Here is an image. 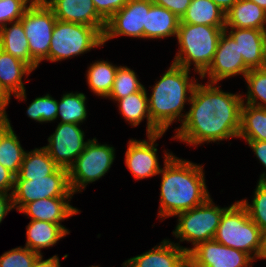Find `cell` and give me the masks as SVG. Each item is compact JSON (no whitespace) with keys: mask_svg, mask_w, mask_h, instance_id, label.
<instances>
[{"mask_svg":"<svg viewBox=\"0 0 266 267\" xmlns=\"http://www.w3.org/2000/svg\"><path fill=\"white\" fill-rule=\"evenodd\" d=\"M197 83L186 118L173 139L198 146L238 138L243 95L224 92L216 83Z\"/></svg>","mask_w":266,"mask_h":267,"instance_id":"cell-1","label":"cell"},{"mask_svg":"<svg viewBox=\"0 0 266 267\" xmlns=\"http://www.w3.org/2000/svg\"><path fill=\"white\" fill-rule=\"evenodd\" d=\"M202 165L180 159L172 152H165L160 187L158 218L176 216L203 204L210 194Z\"/></svg>","mask_w":266,"mask_h":267,"instance_id":"cell-2","label":"cell"},{"mask_svg":"<svg viewBox=\"0 0 266 267\" xmlns=\"http://www.w3.org/2000/svg\"><path fill=\"white\" fill-rule=\"evenodd\" d=\"M189 73V69L172 63L152 88L148 98L149 114L152 124L160 132L165 133L177 120L182 124L186 118L187 114L182 112L198 83V79H190Z\"/></svg>","mask_w":266,"mask_h":267,"instance_id":"cell-3","label":"cell"},{"mask_svg":"<svg viewBox=\"0 0 266 267\" xmlns=\"http://www.w3.org/2000/svg\"><path fill=\"white\" fill-rule=\"evenodd\" d=\"M225 26L179 23L177 40L179 50L172 63L202 75L211 65Z\"/></svg>","mask_w":266,"mask_h":267,"instance_id":"cell-4","label":"cell"},{"mask_svg":"<svg viewBox=\"0 0 266 267\" xmlns=\"http://www.w3.org/2000/svg\"><path fill=\"white\" fill-rule=\"evenodd\" d=\"M214 240L245 252L254 261L260 258L263 250V232L249 218L240 201H236L223 212Z\"/></svg>","mask_w":266,"mask_h":267,"instance_id":"cell-5","label":"cell"},{"mask_svg":"<svg viewBox=\"0 0 266 267\" xmlns=\"http://www.w3.org/2000/svg\"><path fill=\"white\" fill-rule=\"evenodd\" d=\"M103 34L96 28L56 20L47 61L58 62L103 46Z\"/></svg>","mask_w":266,"mask_h":267,"instance_id":"cell-6","label":"cell"},{"mask_svg":"<svg viewBox=\"0 0 266 267\" xmlns=\"http://www.w3.org/2000/svg\"><path fill=\"white\" fill-rule=\"evenodd\" d=\"M227 208L216 206L209 197L203 204L178 213L173 236L179 238L180 242L192 243V248H186L189 253L199 243L214 239L222 214Z\"/></svg>","mask_w":266,"mask_h":267,"instance_id":"cell-7","label":"cell"},{"mask_svg":"<svg viewBox=\"0 0 266 267\" xmlns=\"http://www.w3.org/2000/svg\"><path fill=\"white\" fill-rule=\"evenodd\" d=\"M20 20L28 39L31 68L35 70L43 60H47L57 19L44 0H34Z\"/></svg>","mask_w":266,"mask_h":267,"instance_id":"cell-8","label":"cell"},{"mask_svg":"<svg viewBox=\"0 0 266 267\" xmlns=\"http://www.w3.org/2000/svg\"><path fill=\"white\" fill-rule=\"evenodd\" d=\"M115 148L99 144L96 138L89 140L84 151L68 169L69 185L73 194L82 192L89 183L102 178L115 159Z\"/></svg>","mask_w":266,"mask_h":267,"instance_id":"cell-9","label":"cell"},{"mask_svg":"<svg viewBox=\"0 0 266 267\" xmlns=\"http://www.w3.org/2000/svg\"><path fill=\"white\" fill-rule=\"evenodd\" d=\"M69 185L68 169L59 167L43 178L15 180L12 192L13 207L20 210L25 204L44 198L73 197Z\"/></svg>","mask_w":266,"mask_h":267,"instance_id":"cell-10","label":"cell"},{"mask_svg":"<svg viewBox=\"0 0 266 267\" xmlns=\"http://www.w3.org/2000/svg\"><path fill=\"white\" fill-rule=\"evenodd\" d=\"M56 127L47 139L49 144L43 148L59 167L69 169L90 139L84 141L85 132L80 124L58 123Z\"/></svg>","mask_w":266,"mask_h":267,"instance_id":"cell-11","label":"cell"},{"mask_svg":"<svg viewBox=\"0 0 266 267\" xmlns=\"http://www.w3.org/2000/svg\"><path fill=\"white\" fill-rule=\"evenodd\" d=\"M153 4V0H128L122 9L106 21L103 44L121 35L144 39L146 12Z\"/></svg>","mask_w":266,"mask_h":267,"instance_id":"cell-12","label":"cell"},{"mask_svg":"<svg viewBox=\"0 0 266 267\" xmlns=\"http://www.w3.org/2000/svg\"><path fill=\"white\" fill-rule=\"evenodd\" d=\"M245 252L213 240L199 243L188 253V267H253Z\"/></svg>","mask_w":266,"mask_h":267,"instance_id":"cell-13","label":"cell"},{"mask_svg":"<svg viewBox=\"0 0 266 267\" xmlns=\"http://www.w3.org/2000/svg\"><path fill=\"white\" fill-rule=\"evenodd\" d=\"M249 68L244 64L235 40L224 30L219 38L214 59L208 69L200 76L202 80L208 77L209 83H218L221 80L243 75L245 77Z\"/></svg>","mask_w":266,"mask_h":267,"instance_id":"cell-14","label":"cell"},{"mask_svg":"<svg viewBox=\"0 0 266 267\" xmlns=\"http://www.w3.org/2000/svg\"><path fill=\"white\" fill-rule=\"evenodd\" d=\"M163 135L164 132H160L146 135L147 140L130 139L128 141L125 164L136 180L156 176L160 173L156 140Z\"/></svg>","mask_w":266,"mask_h":267,"instance_id":"cell-15","label":"cell"},{"mask_svg":"<svg viewBox=\"0 0 266 267\" xmlns=\"http://www.w3.org/2000/svg\"><path fill=\"white\" fill-rule=\"evenodd\" d=\"M187 247L164 239L159 245L123 262L122 267H188Z\"/></svg>","mask_w":266,"mask_h":267,"instance_id":"cell-16","label":"cell"},{"mask_svg":"<svg viewBox=\"0 0 266 267\" xmlns=\"http://www.w3.org/2000/svg\"><path fill=\"white\" fill-rule=\"evenodd\" d=\"M53 10L57 20L88 25L102 34L106 21L97 13L92 0H44Z\"/></svg>","mask_w":266,"mask_h":267,"instance_id":"cell-17","label":"cell"},{"mask_svg":"<svg viewBox=\"0 0 266 267\" xmlns=\"http://www.w3.org/2000/svg\"><path fill=\"white\" fill-rule=\"evenodd\" d=\"M225 31L237 43L244 64L250 70L264 68L266 66L265 30L225 27Z\"/></svg>","mask_w":266,"mask_h":267,"instance_id":"cell-18","label":"cell"},{"mask_svg":"<svg viewBox=\"0 0 266 267\" xmlns=\"http://www.w3.org/2000/svg\"><path fill=\"white\" fill-rule=\"evenodd\" d=\"M70 199V200H69ZM72 197H54L38 199L25 204L19 212L26 214L32 220L61 224V221L80 213L76 207L70 205Z\"/></svg>","mask_w":266,"mask_h":267,"instance_id":"cell-19","label":"cell"},{"mask_svg":"<svg viewBox=\"0 0 266 267\" xmlns=\"http://www.w3.org/2000/svg\"><path fill=\"white\" fill-rule=\"evenodd\" d=\"M34 71L28 64L0 49V85L11 96L26 101V89L22 78Z\"/></svg>","mask_w":266,"mask_h":267,"instance_id":"cell-20","label":"cell"},{"mask_svg":"<svg viewBox=\"0 0 266 267\" xmlns=\"http://www.w3.org/2000/svg\"><path fill=\"white\" fill-rule=\"evenodd\" d=\"M266 11L249 0H238L225 14V27L266 31Z\"/></svg>","mask_w":266,"mask_h":267,"instance_id":"cell-21","label":"cell"},{"mask_svg":"<svg viewBox=\"0 0 266 267\" xmlns=\"http://www.w3.org/2000/svg\"><path fill=\"white\" fill-rule=\"evenodd\" d=\"M147 94L146 88L143 87L140 91L120 98L116 102L120 113L130 125L138 126L146 118V134H158L160 131L152 124L150 118Z\"/></svg>","mask_w":266,"mask_h":267,"instance_id":"cell-22","label":"cell"},{"mask_svg":"<svg viewBox=\"0 0 266 267\" xmlns=\"http://www.w3.org/2000/svg\"><path fill=\"white\" fill-rule=\"evenodd\" d=\"M25 247L42 254L41 249L54 246L70 233L64 225L40 220H31L27 225Z\"/></svg>","mask_w":266,"mask_h":267,"instance_id":"cell-23","label":"cell"},{"mask_svg":"<svg viewBox=\"0 0 266 267\" xmlns=\"http://www.w3.org/2000/svg\"><path fill=\"white\" fill-rule=\"evenodd\" d=\"M180 18L170 10L153 4L146 12L144 39H162L177 37Z\"/></svg>","mask_w":266,"mask_h":267,"instance_id":"cell-24","label":"cell"},{"mask_svg":"<svg viewBox=\"0 0 266 267\" xmlns=\"http://www.w3.org/2000/svg\"><path fill=\"white\" fill-rule=\"evenodd\" d=\"M26 151L22 148L10 120H0V164L15 176L19 173Z\"/></svg>","mask_w":266,"mask_h":267,"instance_id":"cell-25","label":"cell"},{"mask_svg":"<svg viewBox=\"0 0 266 267\" xmlns=\"http://www.w3.org/2000/svg\"><path fill=\"white\" fill-rule=\"evenodd\" d=\"M7 25H10L7 26ZM0 28V49L31 67V54L21 20Z\"/></svg>","mask_w":266,"mask_h":267,"instance_id":"cell-26","label":"cell"},{"mask_svg":"<svg viewBox=\"0 0 266 267\" xmlns=\"http://www.w3.org/2000/svg\"><path fill=\"white\" fill-rule=\"evenodd\" d=\"M59 166L43 148L26 151L19 173L15 180H30V178H43L53 174Z\"/></svg>","mask_w":266,"mask_h":267,"instance_id":"cell-27","label":"cell"},{"mask_svg":"<svg viewBox=\"0 0 266 267\" xmlns=\"http://www.w3.org/2000/svg\"><path fill=\"white\" fill-rule=\"evenodd\" d=\"M180 23L225 26V13L212 0H191Z\"/></svg>","mask_w":266,"mask_h":267,"instance_id":"cell-28","label":"cell"},{"mask_svg":"<svg viewBox=\"0 0 266 267\" xmlns=\"http://www.w3.org/2000/svg\"><path fill=\"white\" fill-rule=\"evenodd\" d=\"M238 138L258 141L266 140V108L245 104V101H243Z\"/></svg>","mask_w":266,"mask_h":267,"instance_id":"cell-29","label":"cell"},{"mask_svg":"<svg viewBox=\"0 0 266 267\" xmlns=\"http://www.w3.org/2000/svg\"><path fill=\"white\" fill-rule=\"evenodd\" d=\"M118 67L104 60L90 64L86 77L91 92L100 97L107 98L112 90Z\"/></svg>","mask_w":266,"mask_h":267,"instance_id":"cell-30","label":"cell"},{"mask_svg":"<svg viewBox=\"0 0 266 267\" xmlns=\"http://www.w3.org/2000/svg\"><path fill=\"white\" fill-rule=\"evenodd\" d=\"M87 97L83 93H65L60 101L57 100L58 113L56 119L61 118L60 123L83 124L87 119Z\"/></svg>","mask_w":266,"mask_h":267,"instance_id":"cell-31","label":"cell"},{"mask_svg":"<svg viewBox=\"0 0 266 267\" xmlns=\"http://www.w3.org/2000/svg\"><path fill=\"white\" fill-rule=\"evenodd\" d=\"M247 83V94L243 101L246 104L266 108V67L251 69L244 77ZM259 100V101H258Z\"/></svg>","mask_w":266,"mask_h":267,"instance_id":"cell-32","label":"cell"},{"mask_svg":"<svg viewBox=\"0 0 266 267\" xmlns=\"http://www.w3.org/2000/svg\"><path fill=\"white\" fill-rule=\"evenodd\" d=\"M144 85L139 82L136 73L127 66H119L113 83L112 90L107 98L113 101L140 91Z\"/></svg>","mask_w":266,"mask_h":267,"instance_id":"cell-33","label":"cell"},{"mask_svg":"<svg viewBox=\"0 0 266 267\" xmlns=\"http://www.w3.org/2000/svg\"><path fill=\"white\" fill-rule=\"evenodd\" d=\"M246 208L249 218L260 228L266 232V182H258L254 191L252 203L249 204L247 199L240 200Z\"/></svg>","mask_w":266,"mask_h":267,"instance_id":"cell-34","label":"cell"},{"mask_svg":"<svg viewBox=\"0 0 266 267\" xmlns=\"http://www.w3.org/2000/svg\"><path fill=\"white\" fill-rule=\"evenodd\" d=\"M26 113L30 119H33L36 122H53L56 120L58 113L57 100L54 99L50 94L37 97L31 104H29Z\"/></svg>","mask_w":266,"mask_h":267,"instance_id":"cell-35","label":"cell"},{"mask_svg":"<svg viewBox=\"0 0 266 267\" xmlns=\"http://www.w3.org/2000/svg\"><path fill=\"white\" fill-rule=\"evenodd\" d=\"M39 255L25 246H19L0 256V267H33Z\"/></svg>","mask_w":266,"mask_h":267,"instance_id":"cell-36","label":"cell"},{"mask_svg":"<svg viewBox=\"0 0 266 267\" xmlns=\"http://www.w3.org/2000/svg\"><path fill=\"white\" fill-rule=\"evenodd\" d=\"M34 0H0V28L19 21Z\"/></svg>","mask_w":266,"mask_h":267,"instance_id":"cell-37","label":"cell"},{"mask_svg":"<svg viewBox=\"0 0 266 267\" xmlns=\"http://www.w3.org/2000/svg\"><path fill=\"white\" fill-rule=\"evenodd\" d=\"M97 13L107 21L114 13L122 9L128 0H92Z\"/></svg>","mask_w":266,"mask_h":267,"instance_id":"cell-38","label":"cell"},{"mask_svg":"<svg viewBox=\"0 0 266 267\" xmlns=\"http://www.w3.org/2000/svg\"><path fill=\"white\" fill-rule=\"evenodd\" d=\"M153 3L170 10L181 19L191 4V0H153Z\"/></svg>","mask_w":266,"mask_h":267,"instance_id":"cell-39","label":"cell"},{"mask_svg":"<svg viewBox=\"0 0 266 267\" xmlns=\"http://www.w3.org/2000/svg\"><path fill=\"white\" fill-rule=\"evenodd\" d=\"M249 147L255 153L256 158L261 162V164L266 169V140L258 141V140H246ZM258 182H266V173L260 175Z\"/></svg>","mask_w":266,"mask_h":267,"instance_id":"cell-40","label":"cell"},{"mask_svg":"<svg viewBox=\"0 0 266 267\" xmlns=\"http://www.w3.org/2000/svg\"><path fill=\"white\" fill-rule=\"evenodd\" d=\"M14 182L15 175L0 164V193L12 194L14 189Z\"/></svg>","mask_w":266,"mask_h":267,"instance_id":"cell-41","label":"cell"},{"mask_svg":"<svg viewBox=\"0 0 266 267\" xmlns=\"http://www.w3.org/2000/svg\"><path fill=\"white\" fill-rule=\"evenodd\" d=\"M12 209H14L12 194L0 193V224Z\"/></svg>","mask_w":266,"mask_h":267,"instance_id":"cell-42","label":"cell"},{"mask_svg":"<svg viewBox=\"0 0 266 267\" xmlns=\"http://www.w3.org/2000/svg\"><path fill=\"white\" fill-rule=\"evenodd\" d=\"M58 255H54L46 260H43V255H39L33 264V267H61Z\"/></svg>","mask_w":266,"mask_h":267,"instance_id":"cell-43","label":"cell"},{"mask_svg":"<svg viewBox=\"0 0 266 267\" xmlns=\"http://www.w3.org/2000/svg\"><path fill=\"white\" fill-rule=\"evenodd\" d=\"M11 96L0 85V120H6L8 118L6 114V107L10 103Z\"/></svg>","mask_w":266,"mask_h":267,"instance_id":"cell-44","label":"cell"},{"mask_svg":"<svg viewBox=\"0 0 266 267\" xmlns=\"http://www.w3.org/2000/svg\"><path fill=\"white\" fill-rule=\"evenodd\" d=\"M225 14L238 0H212Z\"/></svg>","mask_w":266,"mask_h":267,"instance_id":"cell-45","label":"cell"},{"mask_svg":"<svg viewBox=\"0 0 266 267\" xmlns=\"http://www.w3.org/2000/svg\"><path fill=\"white\" fill-rule=\"evenodd\" d=\"M260 259H266V232L263 233V250Z\"/></svg>","mask_w":266,"mask_h":267,"instance_id":"cell-46","label":"cell"},{"mask_svg":"<svg viewBox=\"0 0 266 267\" xmlns=\"http://www.w3.org/2000/svg\"><path fill=\"white\" fill-rule=\"evenodd\" d=\"M260 6L266 11V0H249Z\"/></svg>","mask_w":266,"mask_h":267,"instance_id":"cell-47","label":"cell"}]
</instances>
